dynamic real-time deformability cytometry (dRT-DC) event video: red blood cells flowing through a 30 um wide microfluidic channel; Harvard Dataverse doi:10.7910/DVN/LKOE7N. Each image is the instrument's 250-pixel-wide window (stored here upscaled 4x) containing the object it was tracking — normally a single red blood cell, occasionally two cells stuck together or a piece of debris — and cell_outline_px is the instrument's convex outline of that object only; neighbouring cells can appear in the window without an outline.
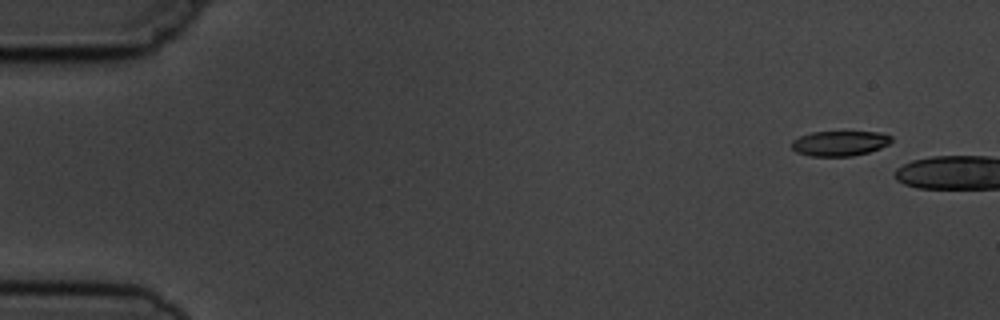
{"species": "common noctule bat (a hibernating species)", "species_latin": "Nyctalus noctula", "temperature_condition": "cold", "stored_images_in_passage": 11, "camera_frame_rate_fps": 3000, "um_per_image_px": 0.085, "animal": {"sex": "male", "body_mass_g": 19.5, "forearm_length_mm": 54.6}, "frame": {"image": 1, "passage_image": 1, "time_ms": 0.0, "image_size_px": [1000, 320], "cell_outline_px": [[892, 140], [888, 144], [880, 148], [868, 152], [852, 156], [808, 156], [796, 152], [792, 148], [792, 140], [800, 136], [812, 132], [880, 132], [892, 136]], "centroid_in_image_um": [71.36, 12.18], "position_along_channel_um": 13.6, "area_um2": 14.57}}
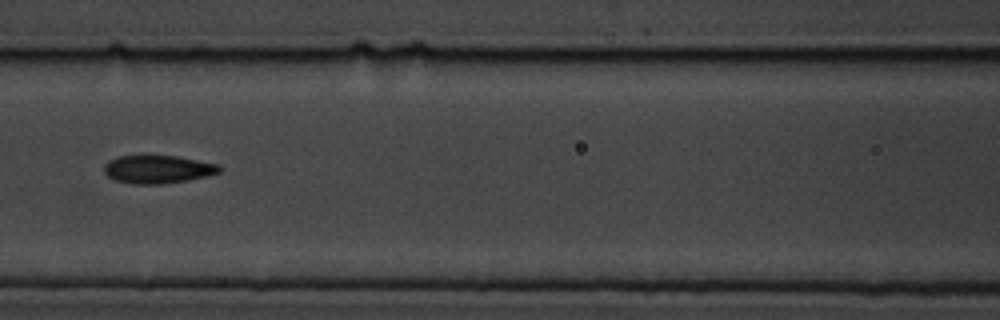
{"frame": {"image": 2, "passage_image": 8, "time_ms": 9.0, "image_size_px": [1000, 320], "cell_outline_px": [[220, 172], [188, 180], [160, 184], [132, 184], [116, 180], [108, 176], [104, 172], [104, 164], [108, 160], [116, 156], [148, 152], [176, 156], [220, 164]], "centroid_in_image_um": [13.34, 14.33], "position_along_channel_um": 153.3, "area_um2": 19.65}}
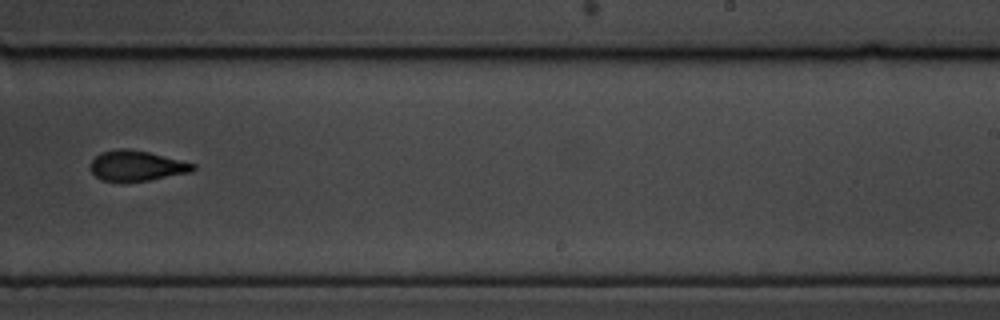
{"frame": {"image": 3, "passage_image": 11, "time_ms": 12.333, "image_size_px": [1000, 320], "cell_outline_px": [[196, 168], [192, 172], [148, 180], [100, 180], [88, 168], [88, 164], [100, 152], [120, 148], [128, 148], [148, 152], [196, 164]], "centroid_in_image_um": [11.59, 14.07], "position_along_channel_um": 277.4, "area_um2": 17.98}}